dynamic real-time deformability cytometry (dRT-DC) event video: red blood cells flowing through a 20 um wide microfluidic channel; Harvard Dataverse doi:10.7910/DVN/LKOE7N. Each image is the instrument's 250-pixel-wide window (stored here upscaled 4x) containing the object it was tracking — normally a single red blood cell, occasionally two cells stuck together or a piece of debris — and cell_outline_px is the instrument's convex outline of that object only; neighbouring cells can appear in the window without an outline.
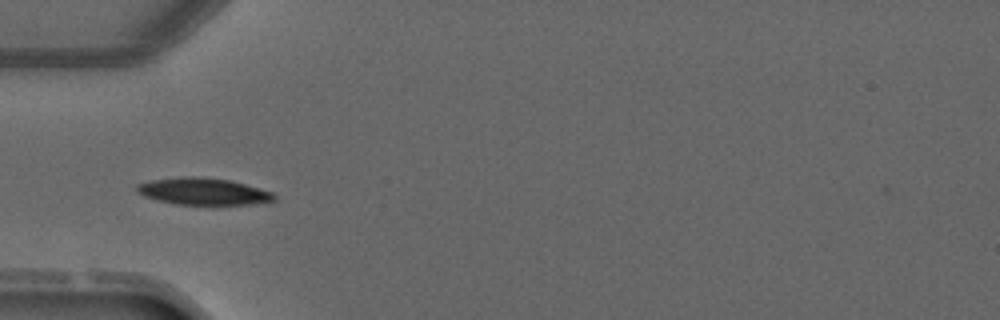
{"species": "common noctule bat (a hibernating species)", "species_latin": "Nyctalus noctula", "temperature_condition": "warm", "stored_images_in_passage": 3, "camera_frame_rate_fps": 3000, "um_per_image_px": 0.085, "animal": {"sex": "male", "forearm_length_mm": 52.5}, "frame": {"image": 1, "passage_image": 3, "time_ms": 2.667, "image_size_px": [1000, 320], "cell_outline_px": [[276, 200], [248, 204], [176, 204], [144, 196], [136, 192], [136, 184], [152, 180], [184, 176], [196, 176], [228, 180], [244, 184], [272, 192], [276, 196]], "centroid_in_image_um": [17.24, 16.26], "position_along_channel_um": 67.8, "area_um2": 21.15}}